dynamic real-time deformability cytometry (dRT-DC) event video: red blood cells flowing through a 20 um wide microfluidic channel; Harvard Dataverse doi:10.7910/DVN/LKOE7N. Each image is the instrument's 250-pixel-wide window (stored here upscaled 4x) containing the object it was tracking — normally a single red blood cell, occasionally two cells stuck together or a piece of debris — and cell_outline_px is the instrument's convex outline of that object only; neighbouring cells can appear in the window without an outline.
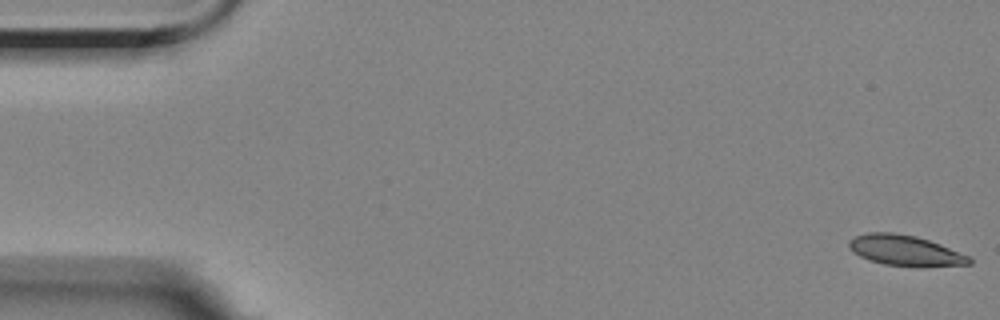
{"species": "Egyptian fruit bat (a non-hibernating species)", "species_latin": "Rousettus aegyptiacus", "temperature_condition": "room temperature", "stored_images_in_passage": 57, "camera_frame_rate_fps": 3000, "um_per_image_px": 0.085, "animal": {"sex": "female"}, "frame": {"image": 1, "passage_image": 1, "time_ms": 0.0, "image_size_px": [1000, 320], "cell_outline_px": [[972, 264], [884, 264], [860, 256], [852, 252], [848, 244], [848, 240], [856, 236], [868, 232], [892, 232], [916, 236], [940, 244], [968, 256], [972, 260]], "centroid_in_image_um": [76.84, 21.23], "position_along_channel_um": 8.2, "area_um2": 20.29}}
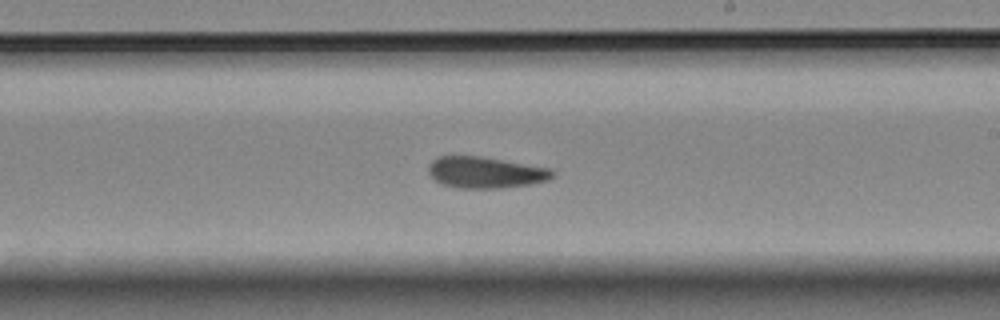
{"frame": {"image": 2, "passage_image": 33, "time_ms": 10.667, "image_size_px": [1000, 320], "cell_outline_px": [[556, 172], [548, 180], [532, 184], [500, 188], [456, 188], [444, 184], [436, 180], [428, 172], [428, 164], [436, 156], [480, 156], [548, 168]], "centroid_in_image_um": [41.24, 14.66], "position_along_channel_um": 247.8, "area_um2": 22.54}}
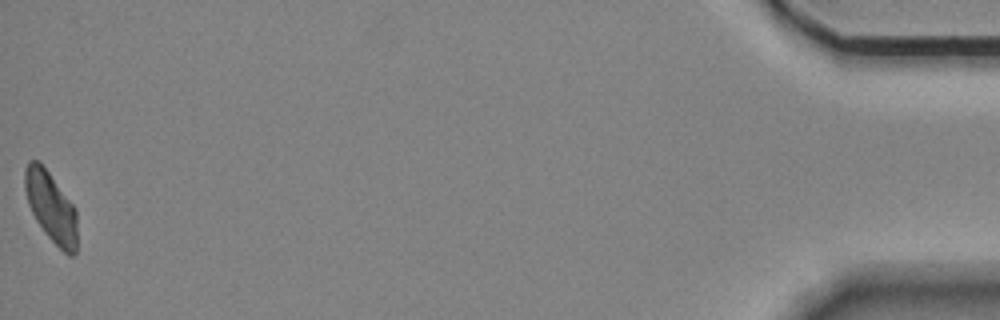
{"frame": {"image": 3, "passage_image": 57, "time_ms": 18.667, "image_size_px": [1000, 320], "cell_outline_px": [[76, 252], [72, 256], [68, 256], [44, 232], [36, 220], [28, 204], [24, 188], [24, 168], [28, 160], [40, 160], [76, 208]], "centroid_in_image_um": [4.31, 17.55], "position_along_channel_um": 430.9, "area_um2": 21.56}, "authors_computed_cell_mechanics": {"area_um2": 22.4264, "velocity_mm_per_s": 3.4877, "shape_relaxation_time_tau1_ms": 7.5491, "shape_relaxation_time_tau2_ms": 8.543, "deformation_change_tau1": 0.147, "deformation_change_tau2": 0.1439}}